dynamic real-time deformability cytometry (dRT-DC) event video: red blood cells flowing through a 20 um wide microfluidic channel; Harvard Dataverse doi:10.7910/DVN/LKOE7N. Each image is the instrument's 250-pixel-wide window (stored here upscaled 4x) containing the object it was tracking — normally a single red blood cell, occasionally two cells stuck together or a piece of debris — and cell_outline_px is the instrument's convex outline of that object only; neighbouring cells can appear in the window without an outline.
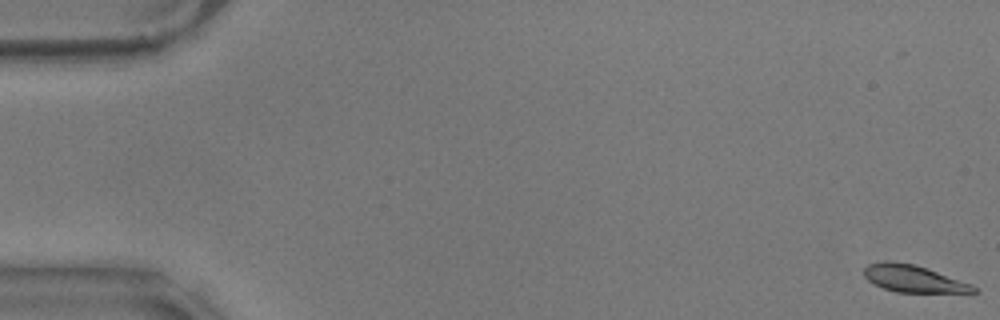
{"species": "common noctule bat (a hibernating species)", "species_latin": "Nyctalus noctula", "temperature_condition": "warm", "stored_images_in_passage": 58, "camera_frame_rate_fps": 3000, "um_per_image_px": 0.085, "animal": {"sex": "male", "body_mass_g": 17.9}, "frame": {"image": 1, "passage_image": 1, "time_ms": 0.0, "image_size_px": [1000, 320], "cell_outline_px": [[980, 292], [972, 296], [896, 292], [884, 288], [868, 280], [864, 276], [864, 268], [868, 264], [884, 260], [892, 260], [916, 264], [972, 284]], "centroid_in_image_um": [77.82, 23.75], "position_along_channel_um": 7.2, "area_um2": 18.5}}
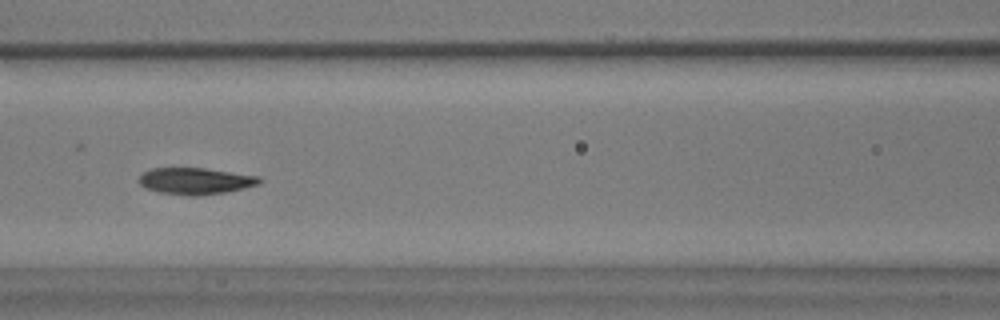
{"frame": {"image": 2, "passage_image": 26, "time_ms": 8.333, "image_size_px": [1000, 320], "cell_outline_px": [[264, 180], [260, 184], [244, 188], [224, 192], [200, 196], [188, 196], [160, 192], [144, 188], [140, 184], [140, 176], [144, 172], [152, 168], [204, 168], [260, 176]], "centroid_in_image_um": [16.65, 15.39], "position_along_channel_um": 150.0, "area_um2": 18.73}}
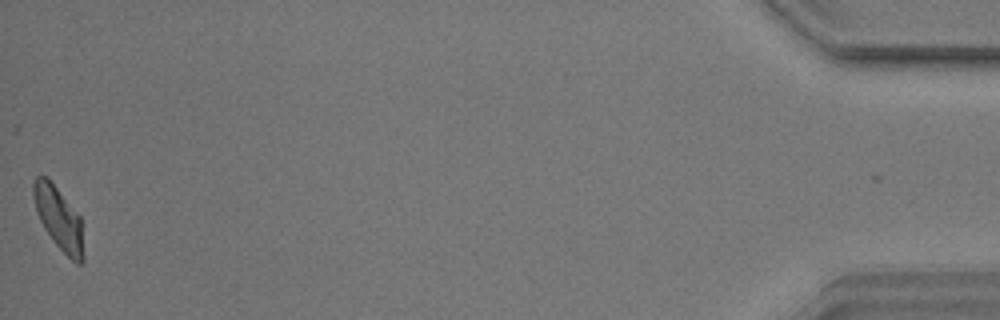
{"frame": {"image": 3, "passage_image": 58, "time_ms": 19.0, "image_size_px": [1000, 320], "cell_outline_px": [[84, 260], [80, 264], [76, 264], [52, 240], [44, 228], [36, 212], [32, 196], [32, 184], [36, 176], [44, 176], [56, 188], [80, 216], [84, 256]], "centroid_in_image_um": [4.98, 18.58], "position_along_channel_um": 430.2, "area_um2": 18.03}, "authors_computed_cell_mechanics": {"area_um2": 18.6116, "velocity_mm_per_s": 3.5134, "shape_relaxation_time_tau1_ms": 4.0952, "shape_relaxation_time_tau2_ms": 2.0676, "deformation_change_tau1": 0.1608, "deformation_change_tau2": 0.0711}}